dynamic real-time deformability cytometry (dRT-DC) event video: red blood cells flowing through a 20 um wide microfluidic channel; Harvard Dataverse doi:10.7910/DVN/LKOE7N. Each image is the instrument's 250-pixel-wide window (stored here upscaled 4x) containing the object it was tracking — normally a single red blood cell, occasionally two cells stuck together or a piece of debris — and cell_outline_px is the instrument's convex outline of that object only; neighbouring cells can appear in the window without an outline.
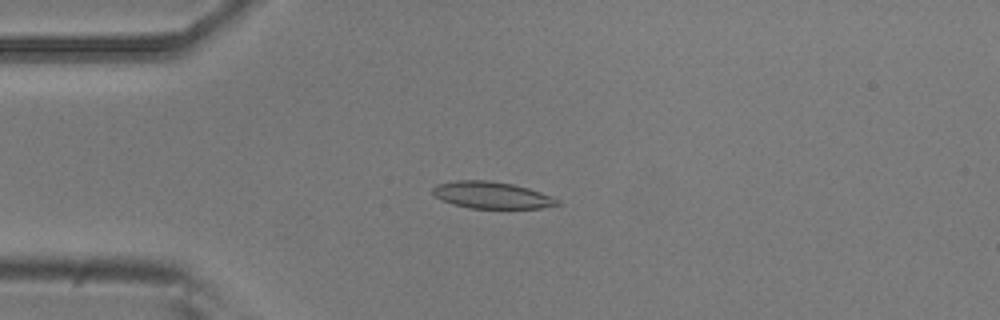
{"species": "common noctule bat (a hibernating species)", "species_latin": "Nyctalus noctula", "temperature_condition": "room temperature", "stored_images_in_passage": 3, "camera_frame_rate_fps": 3000, "um_per_image_px": 0.085, "animal": {"sex": "male", "body_mass_g": 20.5, "forearm_length_mm": 52.5}, "frame": {"image": 1, "passage_image": 1, "time_ms": 0.0, "image_size_px": [1000, 320], "cell_outline_px": [[560, 204], [540, 208], [468, 208], [452, 204], [436, 196], [432, 192], [432, 188], [436, 184], [456, 180], [488, 180], [512, 184], [528, 188], [552, 196], [560, 200]], "centroid_in_image_um": [41.79, 16.58], "position_along_channel_um": 43.2, "area_um2": 19.42}}
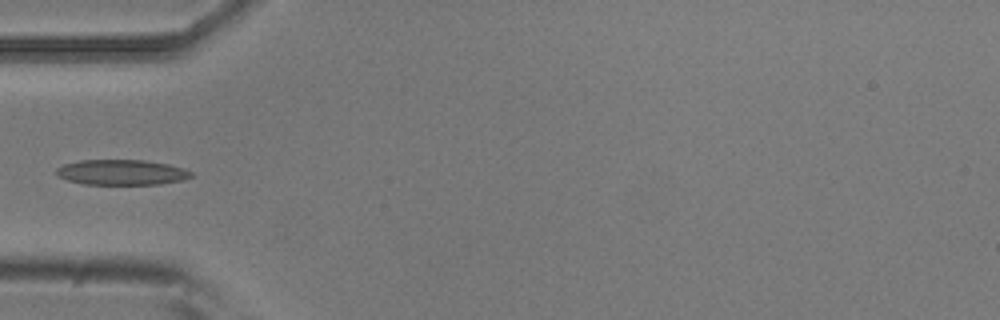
{"frame": {"image": 2, "passage_image": 2, "time_ms": 0.333, "image_size_px": [1000, 320], "cell_outline_px": [[192, 176], [184, 180], [160, 184], [84, 184], [68, 180], [56, 176], [56, 168], [64, 164], [80, 160], [144, 160], [168, 164], [184, 168], [192, 172]], "centroid_in_image_um": [10.34, 14.64], "position_along_channel_um": 74.7, "area_um2": 19.94}}
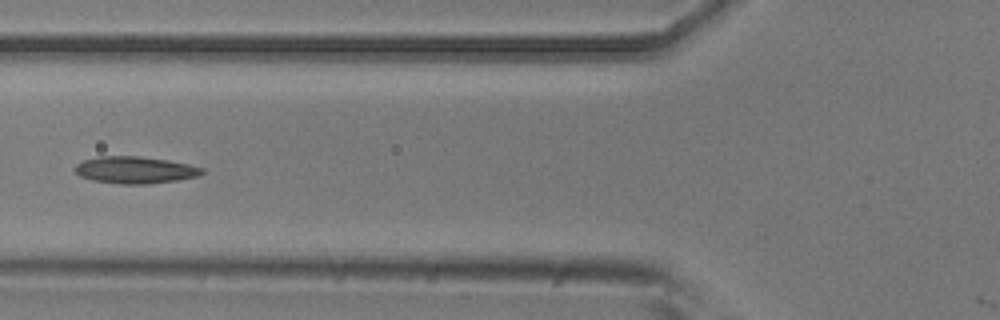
{"frame": {"image": 3, "passage_image": 3, "time_ms": 0.667, "image_size_px": [1000, 320], "cell_outline_px": [[204, 172], [200, 176], [180, 180], [148, 184], [120, 184], [92, 180], [80, 176], [76, 172], [76, 164], [84, 160], [100, 156], [140, 156], [168, 160], [188, 164], [204, 168]], "centroid_in_image_um": [11.53, 14.45], "position_along_channel_um": 114.3, "area_um2": 20.06}}